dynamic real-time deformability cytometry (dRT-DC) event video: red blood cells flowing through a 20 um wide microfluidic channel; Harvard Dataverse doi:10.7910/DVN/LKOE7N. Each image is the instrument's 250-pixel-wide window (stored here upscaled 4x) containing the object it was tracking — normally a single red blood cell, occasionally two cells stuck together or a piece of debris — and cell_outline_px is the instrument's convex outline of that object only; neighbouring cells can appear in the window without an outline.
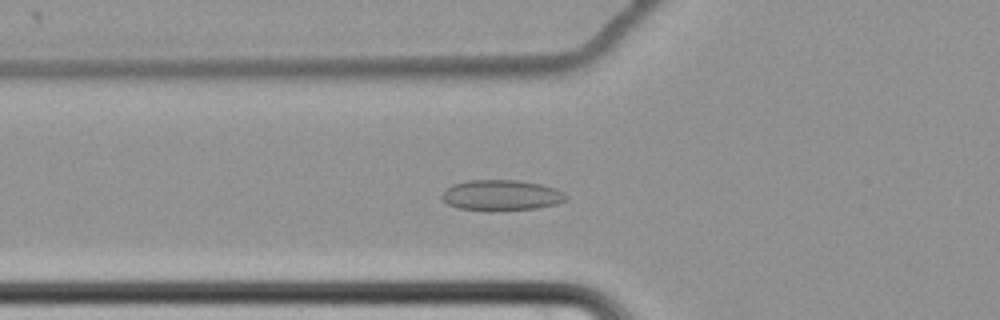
{"species": "common noctule bat (a hibernating species)", "species_latin": "Nyctalus noctula", "temperature_condition": "cold", "stored_images_in_passage": 45, "camera_frame_rate_fps": 3000, "um_per_image_px": 0.085, "animal": {"sex": "female", "body_mass_g": 22.7, "forearm_length_mm": 54.2}, "frame": {"image": 1, "passage_image": 10, "time_ms": 3.0, "image_size_px": [1000, 320], "cell_outline_px": [[568, 200], [556, 204], [536, 208], [492, 212], [460, 208], [448, 204], [440, 196], [452, 184], [468, 180], [516, 180], [540, 184], [556, 188], [564, 192], [568, 196]], "centroid_in_image_um": [42.64, 16.61], "position_along_channel_um": 83.2, "area_um2": 22.43}}
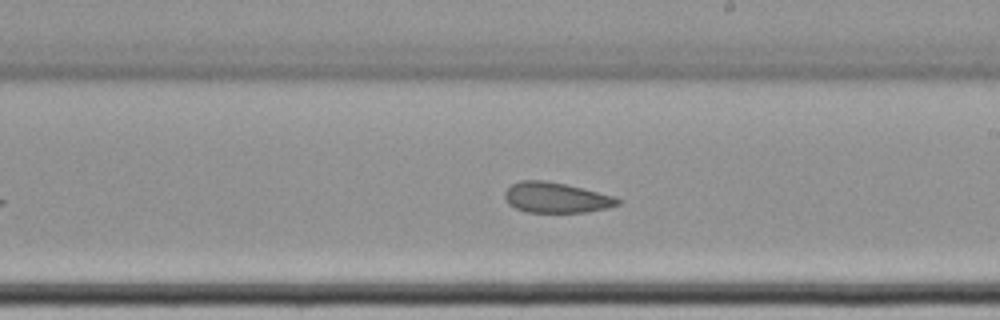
{"frame": {"image": 2, "passage_image": 24, "time_ms": 7.667, "image_size_px": [1000, 320], "cell_outline_px": [[624, 200], [620, 204], [608, 208], [588, 212], [528, 212], [516, 208], [508, 204], [504, 196], [504, 192], [512, 184], [520, 180], [544, 180], [584, 188], [616, 196]], "centroid_in_image_um": [47.32, 16.8], "position_along_channel_um": 241.7, "area_um2": 20.23}}
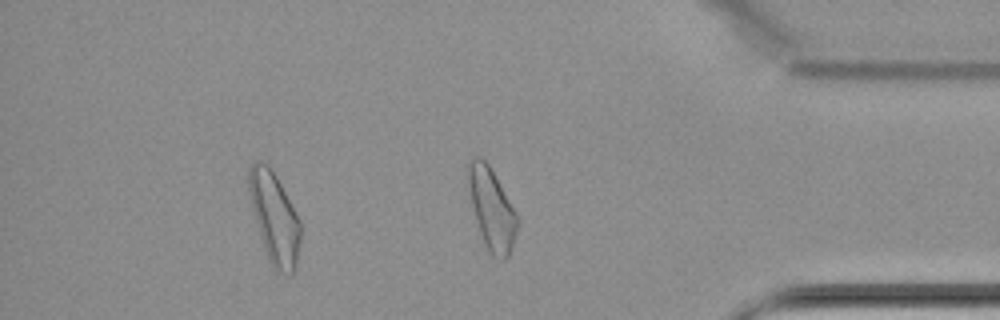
{"frame": {"image": 3, "passage_image": 39, "time_ms": 12.667, "image_size_px": [1000, 320], "cell_outline_px": [[300, 240], [296, 268], [288, 276], [276, 272], [268, 256], [260, 236], [256, 224], [248, 192], [248, 168], [252, 160], [264, 160], [268, 164], [276, 176], [296, 212], [300, 220]], "centroid_in_image_um": [23.31, 18.48], "position_along_channel_um": 411.9, "area_um2": 27.57}, "authors_computed_cell_mechanics": {"area_um2": 21.675, "velocity_mm_per_s": 3.4194, "shape_relaxation_time_tau1_ms": null, "shape_relaxation_time_tau2_ms": 5.7462, "deformation_change_tau1": null, "deformation_change_tau2": 0.102}}